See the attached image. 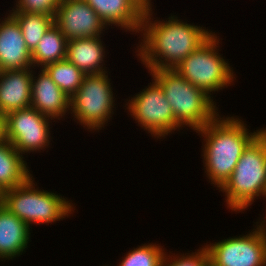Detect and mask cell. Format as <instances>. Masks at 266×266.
<instances>
[{
  "label": "cell",
  "mask_w": 266,
  "mask_h": 266,
  "mask_svg": "<svg viewBox=\"0 0 266 266\" xmlns=\"http://www.w3.org/2000/svg\"><path fill=\"white\" fill-rule=\"evenodd\" d=\"M265 220H266V219H265ZM265 220L262 221L261 224H260V225L262 226L263 229H266V227H265V226H266V224H265L266 221H265Z\"/></svg>",
  "instance_id": "4316f807"
},
{
  "label": "cell",
  "mask_w": 266,
  "mask_h": 266,
  "mask_svg": "<svg viewBox=\"0 0 266 266\" xmlns=\"http://www.w3.org/2000/svg\"><path fill=\"white\" fill-rule=\"evenodd\" d=\"M43 69L70 99L77 92L86 75L67 59L48 64Z\"/></svg>",
  "instance_id": "ffe728a7"
},
{
  "label": "cell",
  "mask_w": 266,
  "mask_h": 266,
  "mask_svg": "<svg viewBox=\"0 0 266 266\" xmlns=\"http://www.w3.org/2000/svg\"><path fill=\"white\" fill-rule=\"evenodd\" d=\"M54 23L67 40L100 36L107 26L86 0H61Z\"/></svg>",
  "instance_id": "8fae6325"
},
{
  "label": "cell",
  "mask_w": 266,
  "mask_h": 266,
  "mask_svg": "<svg viewBox=\"0 0 266 266\" xmlns=\"http://www.w3.org/2000/svg\"><path fill=\"white\" fill-rule=\"evenodd\" d=\"M205 266H215L210 260L205 264Z\"/></svg>",
  "instance_id": "83f0119b"
},
{
  "label": "cell",
  "mask_w": 266,
  "mask_h": 266,
  "mask_svg": "<svg viewBox=\"0 0 266 266\" xmlns=\"http://www.w3.org/2000/svg\"><path fill=\"white\" fill-rule=\"evenodd\" d=\"M67 38L54 23L43 35L37 47L31 53L33 68H44L48 64L66 59Z\"/></svg>",
  "instance_id": "d6986e66"
},
{
  "label": "cell",
  "mask_w": 266,
  "mask_h": 266,
  "mask_svg": "<svg viewBox=\"0 0 266 266\" xmlns=\"http://www.w3.org/2000/svg\"><path fill=\"white\" fill-rule=\"evenodd\" d=\"M228 208L243 211L256 197L266 196V128L244 149L234 171L220 188Z\"/></svg>",
  "instance_id": "3957f363"
},
{
  "label": "cell",
  "mask_w": 266,
  "mask_h": 266,
  "mask_svg": "<svg viewBox=\"0 0 266 266\" xmlns=\"http://www.w3.org/2000/svg\"><path fill=\"white\" fill-rule=\"evenodd\" d=\"M29 227L5 206L0 207V259L22 255L29 242Z\"/></svg>",
  "instance_id": "2e32d148"
},
{
  "label": "cell",
  "mask_w": 266,
  "mask_h": 266,
  "mask_svg": "<svg viewBox=\"0 0 266 266\" xmlns=\"http://www.w3.org/2000/svg\"><path fill=\"white\" fill-rule=\"evenodd\" d=\"M108 26L114 24L140 33L141 24L151 0H86Z\"/></svg>",
  "instance_id": "7c38bea8"
},
{
  "label": "cell",
  "mask_w": 266,
  "mask_h": 266,
  "mask_svg": "<svg viewBox=\"0 0 266 266\" xmlns=\"http://www.w3.org/2000/svg\"><path fill=\"white\" fill-rule=\"evenodd\" d=\"M245 126L239 118L224 119L217 115L197 130L206 142L203 148L206 174L219 189L231 176L244 149L263 130L249 133Z\"/></svg>",
  "instance_id": "7a4b0ae2"
},
{
  "label": "cell",
  "mask_w": 266,
  "mask_h": 266,
  "mask_svg": "<svg viewBox=\"0 0 266 266\" xmlns=\"http://www.w3.org/2000/svg\"><path fill=\"white\" fill-rule=\"evenodd\" d=\"M17 20L27 48L32 53L46 31L54 24V17L45 14L11 13Z\"/></svg>",
  "instance_id": "44dd1931"
},
{
  "label": "cell",
  "mask_w": 266,
  "mask_h": 266,
  "mask_svg": "<svg viewBox=\"0 0 266 266\" xmlns=\"http://www.w3.org/2000/svg\"><path fill=\"white\" fill-rule=\"evenodd\" d=\"M4 189L1 188L0 186V207H2L4 205Z\"/></svg>",
  "instance_id": "484cf974"
},
{
  "label": "cell",
  "mask_w": 266,
  "mask_h": 266,
  "mask_svg": "<svg viewBox=\"0 0 266 266\" xmlns=\"http://www.w3.org/2000/svg\"><path fill=\"white\" fill-rule=\"evenodd\" d=\"M106 73L86 74L70 101L73 116L91 131L102 129L113 114L115 101Z\"/></svg>",
  "instance_id": "52a82bcc"
},
{
  "label": "cell",
  "mask_w": 266,
  "mask_h": 266,
  "mask_svg": "<svg viewBox=\"0 0 266 266\" xmlns=\"http://www.w3.org/2000/svg\"><path fill=\"white\" fill-rule=\"evenodd\" d=\"M61 0H18L11 13L45 14L55 18Z\"/></svg>",
  "instance_id": "603a6c76"
},
{
  "label": "cell",
  "mask_w": 266,
  "mask_h": 266,
  "mask_svg": "<svg viewBox=\"0 0 266 266\" xmlns=\"http://www.w3.org/2000/svg\"><path fill=\"white\" fill-rule=\"evenodd\" d=\"M52 118L33 107L12 111L3 117L4 138L21 155L48 147Z\"/></svg>",
  "instance_id": "9c48e42d"
},
{
  "label": "cell",
  "mask_w": 266,
  "mask_h": 266,
  "mask_svg": "<svg viewBox=\"0 0 266 266\" xmlns=\"http://www.w3.org/2000/svg\"><path fill=\"white\" fill-rule=\"evenodd\" d=\"M131 116L154 137H165L181 129L161 86L154 80L148 88L136 94L128 103Z\"/></svg>",
  "instance_id": "ba28073f"
},
{
  "label": "cell",
  "mask_w": 266,
  "mask_h": 266,
  "mask_svg": "<svg viewBox=\"0 0 266 266\" xmlns=\"http://www.w3.org/2000/svg\"><path fill=\"white\" fill-rule=\"evenodd\" d=\"M150 73L153 80L161 86L175 119L181 126L198 130L219 115L213 99L174 69H157Z\"/></svg>",
  "instance_id": "277c9868"
},
{
  "label": "cell",
  "mask_w": 266,
  "mask_h": 266,
  "mask_svg": "<svg viewBox=\"0 0 266 266\" xmlns=\"http://www.w3.org/2000/svg\"><path fill=\"white\" fill-rule=\"evenodd\" d=\"M33 65L17 20L10 14L0 23V71L20 70Z\"/></svg>",
  "instance_id": "4fadbf2b"
},
{
  "label": "cell",
  "mask_w": 266,
  "mask_h": 266,
  "mask_svg": "<svg viewBox=\"0 0 266 266\" xmlns=\"http://www.w3.org/2000/svg\"><path fill=\"white\" fill-rule=\"evenodd\" d=\"M244 236L208 244L215 266H266V229L261 225Z\"/></svg>",
  "instance_id": "30bf717a"
},
{
  "label": "cell",
  "mask_w": 266,
  "mask_h": 266,
  "mask_svg": "<svg viewBox=\"0 0 266 266\" xmlns=\"http://www.w3.org/2000/svg\"><path fill=\"white\" fill-rule=\"evenodd\" d=\"M34 178L24 184L5 190L4 205L12 214L30 226L59 221L71 214L73 205L60 195L34 187Z\"/></svg>",
  "instance_id": "5b68a950"
},
{
  "label": "cell",
  "mask_w": 266,
  "mask_h": 266,
  "mask_svg": "<svg viewBox=\"0 0 266 266\" xmlns=\"http://www.w3.org/2000/svg\"><path fill=\"white\" fill-rule=\"evenodd\" d=\"M161 246L156 244H144L130 250L119 266H162L165 255Z\"/></svg>",
  "instance_id": "7402d4cb"
},
{
  "label": "cell",
  "mask_w": 266,
  "mask_h": 266,
  "mask_svg": "<svg viewBox=\"0 0 266 266\" xmlns=\"http://www.w3.org/2000/svg\"><path fill=\"white\" fill-rule=\"evenodd\" d=\"M99 37L67 40L66 59L85 74L106 72L102 65L105 51Z\"/></svg>",
  "instance_id": "e0dca14e"
},
{
  "label": "cell",
  "mask_w": 266,
  "mask_h": 266,
  "mask_svg": "<svg viewBox=\"0 0 266 266\" xmlns=\"http://www.w3.org/2000/svg\"><path fill=\"white\" fill-rule=\"evenodd\" d=\"M23 158L5 138L0 142V186L4 191L24 184L32 176Z\"/></svg>",
  "instance_id": "ac0fdd59"
},
{
  "label": "cell",
  "mask_w": 266,
  "mask_h": 266,
  "mask_svg": "<svg viewBox=\"0 0 266 266\" xmlns=\"http://www.w3.org/2000/svg\"><path fill=\"white\" fill-rule=\"evenodd\" d=\"M191 254L186 256L183 254L181 257L173 256V259L172 257L171 259L168 258L165 254L162 266H205L209 261V251L206 246L199 249L198 252H193Z\"/></svg>",
  "instance_id": "cb8c5ba5"
},
{
  "label": "cell",
  "mask_w": 266,
  "mask_h": 266,
  "mask_svg": "<svg viewBox=\"0 0 266 266\" xmlns=\"http://www.w3.org/2000/svg\"><path fill=\"white\" fill-rule=\"evenodd\" d=\"M151 8L149 3L140 29L142 33L144 31L143 42L137 50V55L149 72L157 69H175L213 34L212 31L200 26L179 21L174 16L169 17L168 21L159 20L153 23L150 17Z\"/></svg>",
  "instance_id": "6da1fadb"
},
{
  "label": "cell",
  "mask_w": 266,
  "mask_h": 266,
  "mask_svg": "<svg viewBox=\"0 0 266 266\" xmlns=\"http://www.w3.org/2000/svg\"><path fill=\"white\" fill-rule=\"evenodd\" d=\"M33 76L32 74L31 107L52 119L62 118L70 109V97L56 85L43 68L38 78Z\"/></svg>",
  "instance_id": "9a60e30c"
},
{
  "label": "cell",
  "mask_w": 266,
  "mask_h": 266,
  "mask_svg": "<svg viewBox=\"0 0 266 266\" xmlns=\"http://www.w3.org/2000/svg\"><path fill=\"white\" fill-rule=\"evenodd\" d=\"M217 38L212 34L174 69L210 97L211 92L227 87L234 78L232 68L217 52V47L219 48Z\"/></svg>",
  "instance_id": "8992f818"
},
{
  "label": "cell",
  "mask_w": 266,
  "mask_h": 266,
  "mask_svg": "<svg viewBox=\"0 0 266 266\" xmlns=\"http://www.w3.org/2000/svg\"><path fill=\"white\" fill-rule=\"evenodd\" d=\"M32 69L0 71V116L31 106Z\"/></svg>",
  "instance_id": "5bb4252c"
},
{
  "label": "cell",
  "mask_w": 266,
  "mask_h": 266,
  "mask_svg": "<svg viewBox=\"0 0 266 266\" xmlns=\"http://www.w3.org/2000/svg\"><path fill=\"white\" fill-rule=\"evenodd\" d=\"M4 139V120L3 117L0 116V142Z\"/></svg>",
  "instance_id": "d4e9b609"
}]
</instances>
